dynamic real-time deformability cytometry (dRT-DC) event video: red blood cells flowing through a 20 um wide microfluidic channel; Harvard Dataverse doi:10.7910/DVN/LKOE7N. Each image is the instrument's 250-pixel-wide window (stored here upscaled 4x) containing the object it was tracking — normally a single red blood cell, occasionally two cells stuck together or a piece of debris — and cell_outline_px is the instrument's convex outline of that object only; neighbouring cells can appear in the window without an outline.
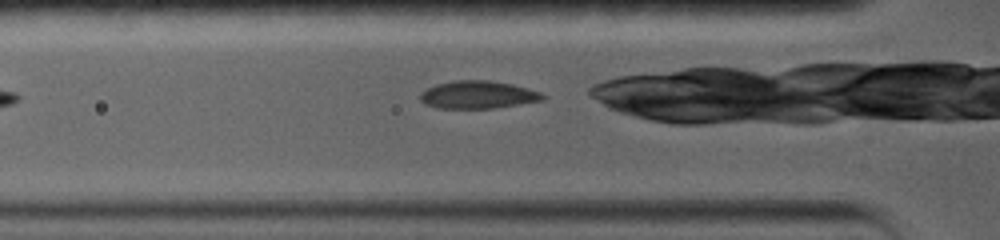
{"species": "common noctule bat (a hibernating species)", "species_latin": "Nyctalus noctula", "temperature_condition": "warm", "stored_images_in_passage": 21, "camera_frame_rate_fps": 5000, "um_per_image_px": 0.085, "animal": {"sex": "female", "body_mass_g": 19.0, "forearm_length_mm": 56.7}, "frame": {"image": 1, "passage_image": 2, "time_ms": 0.4, "image_size_px": [1000, 240], "cell_outline_px": [[548, 96], [544, 100], [520, 104], [492, 108], [436, 108], [424, 104], [420, 100], [420, 92], [436, 84], [452, 80], [492, 80], [512, 84], [528, 88], [540, 92]], "centroid_in_image_um": [40.63, 8.05], "position_along_channel_um": 85.2, "area_um2": 20.0}}
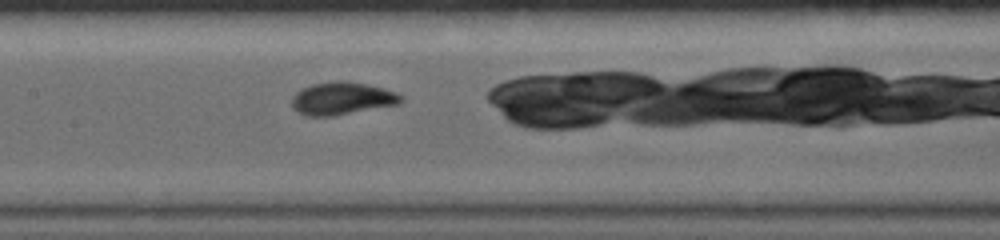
{"frame": {"image": 2, "passage_image": 8, "time_ms": 3.0, "image_size_px": [1000, 240], "cell_outline_px": [[404, 100], [400, 104], [332, 116], [304, 116], [296, 112], [292, 108], [292, 96], [300, 88], [312, 84], [336, 80], [348, 80], [368, 84], [384, 88], [396, 92], [404, 96]], "centroid_in_image_um": [29.07, 8.36], "position_along_channel_um": 178.3, "area_um2": 21.27}}
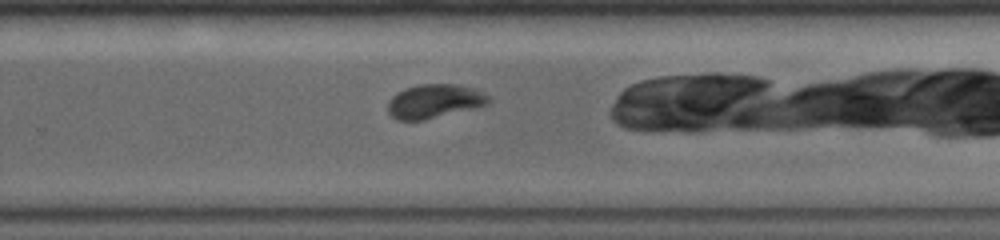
{"frame": {"image": 3, "passage_image": 15, "time_ms": 6.2, "image_size_px": [1000, 240], "cell_outline_px": [[492, 100], [488, 104], [476, 108], [424, 120], [396, 120], [388, 112], [388, 100], [392, 96], [404, 88], [420, 84], [456, 84], [472, 88], [488, 96]], "centroid_in_image_um": [36.91, 8.61], "position_along_channel_um": 292.9, "area_um2": 19.94}}